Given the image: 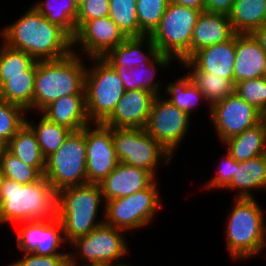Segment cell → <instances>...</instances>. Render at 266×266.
<instances>
[{
	"label": "cell",
	"mask_w": 266,
	"mask_h": 266,
	"mask_svg": "<svg viewBox=\"0 0 266 266\" xmlns=\"http://www.w3.org/2000/svg\"><path fill=\"white\" fill-rule=\"evenodd\" d=\"M225 190L239 191L237 198H254L253 191L266 189V154L249 160H235V171Z\"/></svg>",
	"instance_id": "d4e9b609"
},
{
	"label": "cell",
	"mask_w": 266,
	"mask_h": 266,
	"mask_svg": "<svg viewBox=\"0 0 266 266\" xmlns=\"http://www.w3.org/2000/svg\"><path fill=\"white\" fill-rule=\"evenodd\" d=\"M137 0H109V17L127 37H139Z\"/></svg>",
	"instance_id": "e575fe53"
},
{
	"label": "cell",
	"mask_w": 266,
	"mask_h": 266,
	"mask_svg": "<svg viewBox=\"0 0 266 266\" xmlns=\"http://www.w3.org/2000/svg\"><path fill=\"white\" fill-rule=\"evenodd\" d=\"M161 95L155 96L145 130L153 136L172 156L190 127V118Z\"/></svg>",
	"instance_id": "7c38bea8"
},
{
	"label": "cell",
	"mask_w": 266,
	"mask_h": 266,
	"mask_svg": "<svg viewBox=\"0 0 266 266\" xmlns=\"http://www.w3.org/2000/svg\"><path fill=\"white\" fill-rule=\"evenodd\" d=\"M173 63L172 59L160 54L153 62H143L134 68H127L125 66H112L123 81L125 90L143 89L151 91L156 96L160 94V85L162 82L155 79L159 68H169ZM157 67H156V66Z\"/></svg>",
	"instance_id": "cb8c5ba5"
},
{
	"label": "cell",
	"mask_w": 266,
	"mask_h": 266,
	"mask_svg": "<svg viewBox=\"0 0 266 266\" xmlns=\"http://www.w3.org/2000/svg\"><path fill=\"white\" fill-rule=\"evenodd\" d=\"M263 77L266 78V59H265V64H264Z\"/></svg>",
	"instance_id": "f907efd6"
},
{
	"label": "cell",
	"mask_w": 266,
	"mask_h": 266,
	"mask_svg": "<svg viewBox=\"0 0 266 266\" xmlns=\"http://www.w3.org/2000/svg\"><path fill=\"white\" fill-rule=\"evenodd\" d=\"M222 144L227 147L226 152L238 162L266 154V125L262 120L241 134L227 139Z\"/></svg>",
	"instance_id": "484cf974"
},
{
	"label": "cell",
	"mask_w": 266,
	"mask_h": 266,
	"mask_svg": "<svg viewBox=\"0 0 266 266\" xmlns=\"http://www.w3.org/2000/svg\"><path fill=\"white\" fill-rule=\"evenodd\" d=\"M235 35L195 52L188 60L200 71L210 72L233 80Z\"/></svg>",
	"instance_id": "7402d4cb"
},
{
	"label": "cell",
	"mask_w": 266,
	"mask_h": 266,
	"mask_svg": "<svg viewBox=\"0 0 266 266\" xmlns=\"http://www.w3.org/2000/svg\"><path fill=\"white\" fill-rule=\"evenodd\" d=\"M235 34L228 15L201 12L191 39L190 57L205 47L231 39Z\"/></svg>",
	"instance_id": "ffe728a7"
},
{
	"label": "cell",
	"mask_w": 266,
	"mask_h": 266,
	"mask_svg": "<svg viewBox=\"0 0 266 266\" xmlns=\"http://www.w3.org/2000/svg\"><path fill=\"white\" fill-rule=\"evenodd\" d=\"M165 93L167 94L166 96H168V98H166L168 101L189 116L193 115V108L197 107L196 105H198L201 100L207 103L202 92L194 84L188 73L179 77L174 83L171 82L167 84Z\"/></svg>",
	"instance_id": "1f68e13d"
},
{
	"label": "cell",
	"mask_w": 266,
	"mask_h": 266,
	"mask_svg": "<svg viewBox=\"0 0 266 266\" xmlns=\"http://www.w3.org/2000/svg\"><path fill=\"white\" fill-rule=\"evenodd\" d=\"M181 65L186 70H189L188 74L191 76L192 81L202 92L208 104L209 113H211V106L214 103L225 99L235 92V83L232 79L200 71L189 60L181 62Z\"/></svg>",
	"instance_id": "83f0119b"
},
{
	"label": "cell",
	"mask_w": 266,
	"mask_h": 266,
	"mask_svg": "<svg viewBox=\"0 0 266 266\" xmlns=\"http://www.w3.org/2000/svg\"><path fill=\"white\" fill-rule=\"evenodd\" d=\"M265 51L251 33L235 34V59L233 82L255 79L263 76Z\"/></svg>",
	"instance_id": "d6986e66"
},
{
	"label": "cell",
	"mask_w": 266,
	"mask_h": 266,
	"mask_svg": "<svg viewBox=\"0 0 266 266\" xmlns=\"http://www.w3.org/2000/svg\"><path fill=\"white\" fill-rule=\"evenodd\" d=\"M27 111L0 98V141L6 146L25 125Z\"/></svg>",
	"instance_id": "d590c367"
},
{
	"label": "cell",
	"mask_w": 266,
	"mask_h": 266,
	"mask_svg": "<svg viewBox=\"0 0 266 266\" xmlns=\"http://www.w3.org/2000/svg\"><path fill=\"white\" fill-rule=\"evenodd\" d=\"M266 125V112L263 114V119H262Z\"/></svg>",
	"instance_id": "816d5d0a"
},
{
	"label": "cell",
	"mask_w": 266,
	"mask_h": 266,
	"mask_svg": "<svg viewBox=\"0 0 266 266\" xmlns=\"http://www.w3.org/2000/svg\"><path fill=\"white\" fill-rule=\"evenodd\" d=\"M226 223V250L232 259H249L266 247V222L256 198H237Z\"/></svg>",
	"instance_id": "5b68a950"
},
{
	"label": "cell",
	"mask_w": 266,
	"mask_h": 266,
	"mask_svg": "<svg viewBox=\"0 0 266 266\" xmlns=\"http://www.w3.org/2000/svg\"><path fill=\"white\" fill-rule=\"evenodd\" d=\"M40 121L35 125L26 118V124L33 130L39 143L41 152L45 158L56 152L72 132L62 125H58L45 116H41Z\"/></svg>",
	"instance_id": "d6a6232c"
},
{
	"label": "cell",
	"mask_w": 266,
	"mask_h": 266,
	"mask_svg": "<svg viewBox=\"0 0 266 266\" xmlns=\"http://www.w3.org/2000/svg\"><path fill=\"white\" fill-rule=\"evenodd\" d=\"M204 11L228 15L231 12L235 0H204Z\"/></svg>",
	"instance_id": "7bdbcfd3"
},
{
	"label": "cell",
	"mask_w": 266,
	"mask_h": 266,
	"mask_svg": "<svg viewBox=\"0 0 266 266\" xmlns=\"http://www.w3.org/2000/svg\"><path fill=\"white\" fill-rule=\"evenodd\" d=\"M169 0H137L136 14L139 24V37L150 35L158 26Z\"/></svg>",
	"instance_id": "8d00e7d4"
},
{
	"label": "cell",
	"mask_w": 266,
	"mask_h": 266,
	"mask_svg": "<svg viewBox=\"0 0 266 266\" xmlns=\"http://www.w3.org/2000/svg\"><path fill=\"white\" fill-rule=\"evenodd\" d=\"M36 62L25 75L0 76V98L23 107L29 114L33 111Z\"/></svg>",
	"instance_id": "4316f807"
},
{
	"label": "cell",
	"mask_w": 266,
	"mask_h": 266,
	"mask_svg": "<svg viewBox=\"0 0 266 266\" xmlns=\"http://www.w3.org/2000/svg\"><path fill=\"white\" fill-rule=\"evenodd\" d=\"M220 167L216 170V175L204 184V189H225L231 182L235 171V160L227 152L222 158Z\"/></svg>",
	"instance_id": "60d3db41"
},
{
	"label": "cell",
	"mask_w": 266,
	"mask_h": 266,
	"mask_svg": "<svg viewBox=\"0 0 266 266\" xmlns=\"http://www.w3.org/2000/svg\"><path fill=\"white\" fill-rule=\"evenodd\" d=\"M78 50L73 48L70 55L58 60L36 61L33 110L37 113L65 95L85 94L86 59Z\"/></svg>",
	"instance_id": "3957f363"
},
{
	"label": "cell",
	"mask_w": 266,
	"mask_h": 266,
	"mask_svg": "<svg viewBox=\"0 0 266 266\" xmlns=\"http://www.w3.org/2000/svg\"><path fill=\"white\" fill-rule=\"evenodd\" d=\"M91 125L93 126L91 127ZM85 143L87 146V182L99 183L118 164L112 138V128L103 123H90L85 127Z\"/></svg>",
	"instance_id": "5bb4252c"
},
{
	"label": "cell",
	"mask_w": 266,
	"mask_h": 266,
	"mask_svg": "<svg viewBox=\"0 0 266 266\" xmlns=\"http://www.w3.org/2000/svg\"><path fill=\"white\" fill-rule=\"evenodd\" d=\"M169 2L200 10L201 12H203L205 8L204 0H169Z\"/></svg>",
	"instance_id": "ee69618b"
},
{
	"label": "cell",
	"mask_w": 266,
	"mask_h": 266,
	"mask_svg": "<svg viewBox=\"0 0 266 266\" xmlns=\"http://www.w3.org/2000/svg\"><path fill=\"white\" fill-rule=\"evenodd\" d=\"M0 175L20 184H30L43 177L35 167L21 161L6 147L0 155Z\"/></svg>",
	"instance_id": "836d02e7"
},
{
	"label": "cell",
	"mask_w": 266,
	"mask_h": 266,
	"mask_svg": "<svg viewBox=\"0 0 266 266\" xmlns=\"http://www.w3.org/2000/svg\"><path fill=\"white\" fill-rule=\"evenodd\" d=\"M109 16V0H85L78 6L77 30L86 22Z\"/></svg>",
	"instance_id": "ab89813d"
},
{
	"label": "cell",
	"mask_w": 266,
	"mask_h": 266,
	"mask_svg": "<svg viewBox=\"0 0 266 266\" xmlns=\"http://www.w3.org/2000/svg\"><path fill=\"white\" fill-rule=\"evenodd\" d=\"M235 92L262 114L266 112V78L263 76L236 83Z\"/></svg>",
	"instance_id": "f35d334b"
},
{
	"label": "cell",
	"mask_w": 266,
	"mask_h": 266,
	"mask_svg": "<svg viewBox=\"0 0 266 266\" xmlns=\"http://www.w3.org/2000/svg\"><path fill=\"white\" fill-rule=\"evenodd\" d=\"M40 114L71 131L82 130L91 123L87 114L86 94L65 95L47 105Z\"/></svg>",
	"instance_id": "44dd1931"
},
{
	"label": "cell",
	"mask_w": 266,
	"mask_h": 266,
	"mask_svg": "<svg viewBox=\"0 0 266 266\" xmlns=\"http://www.w3.org/2000/svg\"><path fill=\"white\" fill-rule=\"evenodd\" d=\"M125 231L103 223L85 236L72 241L68 247L74 252L68 254V263H78V255L84 264H112L129 253ZM77 250V251H76ZM74 253V254H73ZM77 257V258H76Z\"/></svg>",
	"instance_id": "8fae6325"
},
{
	"label": "cell",
	"mask_w": 266,
	"mask_h": 266,
	"mask_svg": "<svg viewBox=\"0 0 266 266\" xmlns=\"http://www.w3.org/2000/svg\"><path fill=\"white\" fill-rule=\"evenodd\" d=\"M128 37L109 16L86 21L73 38V48L79 46L86 58H103Z\"/></svg>",
	"instance_id": "2e32d148"
},
{
	"label": "cell",
	"mask_w": 266,
	"mask_h": 266,
	"mask_svg": "<svg viewBox=\"0 0 266 266\" xmlns=\"http://www.w3.org/2000/svg\"><path fill=\"white\" fill-rule=\"evenodd\" d=\"M106 266L105 264H98V263H95V264H83L80 265V264H77V263H68L67 266Z\"/></svg>",
	"instance_id": "bcb514c9"
},
{
	"label": "cell",
	"mask_w": 266,
	"mask_h": 266,
	"mask_svg": "<svg viewBox=\"0 0 266 266\" xmlns=\"http://www.w3.org/2000/svg\"><path fill=\"white\" fill-rule=\"evenodd\" d=\"M4 148H5V145L0 141V155L2 154V151Z\"/></svg>",
	"instance_id": "681fc988"
},
{
	"label": "cell",
	"mask_w": 266,
	"mask_h": 266,
	"mask_svg": "<svg viewBox=\"0 0 266 266\" xmlns=\"http://www.w3.org/2000/svg\"><path fill=\"white\" fill-rule=\"evenodd\" d=\"M21 228L16 234L17 247L24 253H34L40 256L68 255L69 252H59L62 243H66L61 221L35 220L16 223Z\"/></svg>",
	"instance_id": "9a60e30c"
},
{
	"label": "cell",
	"mask_w": 266,
	"mask_h": 266,
	"mask_svg": "<svg viewBox=\"0 0 266 266\" xmlns=\"http://www.w3.org/2000/svg\"><path fill=\"white\" fill-rule=\"evenodd\" d=\"M88 59L93 64L86 67L85 73L87 114L91 123H103L114 111L125 89L119 74L108 62L103 58Z\"/></svg>",
	"instance_id": "ba28073f"
},
{
	"label": "cell",
	"mask_w": 266,
	"mask_h": 266,
	"mask_svg": "<svg viewBox=\"0 0 266 266\" xmlns=\"http://www.w3.org/2000/svg\"><path fill=\"white\" fill-rule=\"evenodd\" d=\"M33 6L52 24L61 27L72 39L77 32L78 6L74 0H46Z\"/></svg>",
	"instance_id": "4dcf8cb0"
},
{
	"label": "cell",
	"mask_w": 266,
	"mask_h": 266,
	"mask_svg": "<svg viewBox=\"0 0 266 266\" xmlns=\"http://www.w3.org/2000/svg\"><path fill=\"white\" fill-rule=\"evenodd\" d=\"M85 127L72 131L57 149L46 158L43 176L58 192L61 189L86 184Z\"/></svg>",
	"instance_id": "9c48e42d"
},
{
	"label": "cell",
	"mask_w": 266,
	"mask_h": 266,
	"mask_svg": "<svg viewBox=\"0 0 266 266\" xmlns=\"http://www.w3.org/2000/svg\"><path fill=\"white\" fill-rule=\"evenodd\" d=\"M155 179L146 169L118 162L116 168L98 184L105 203L146 189Z\"/></svg>",
	"instance_id": "ac0fdd59"
},
{
	"label": "cell",
	"mask_w": 266,
	"mask_h": 266,
	"mask_svg": "<svg viewBox=\"0 0 266 266\" xmlns=\"http://www.w3.org/2000/svg\"><path fill=\"white\" fill-rule=\"evenodd\" d=\"M155 96L151 91L143 89L125 90L103 124L111 128H145Z\"/></svg>",
	"instance_id": "e0dca14e"
},
{
	"label": "cell",
	"mask_w": 266,
	"mask_h": 266,
	"mask_svg": "<svg viewBox=\"0 0 266 266\" xmlns=\"http://www.w3.org/2000/svg\"><path fill=\"white\" fill-rule=\"evenodd\" d=\"M210 120L221 143L260 123L263 114L236 92L211 106Z\"/></svg>",
	"instance_id": "4fadbf2b"
},
{
	"label": "cell",
	"mask_w": 266,
	"mask_h": 266,
	"mask_svg": "<svg viewBox=\"0 0 266 266\" xmlns=\"http://www.w3.org/2000/svg\"><path fill=\"white\" fill-rule=\"evenodd\" d=\"M5 147L21 161L44 174L46 158L41 152L35 133L26 123Z\"/></svg>",
	"instance_id": "f546056e"
},
{
	"label": "cell",
	"mask_w": 266,
	"mask_h": 266,
	"mask_svg": "<svg viewBox=\"0 0 266 266\" xmlns=\"http://www.w3.org/2000/svg\"><path fill=\"white\" fill-rule=\"evenodd\" d=\"M251 34L266 53V25L255 29Z\"/></svg>",
	"instance_id": "f6af8a7d"
},
{
	"label": "cell",
	"mask_w": 266,
	"mask_h": 266,
	"mask_svg": "<svg viewBox=\"0 0 266 266\" xmlns=\"http://www.w3.org/2000/svg\"><path fill=\"white\" fill-rule=\"evenodd\" d=\"M56 216L57 191L44 176L30 184L1 176L0 225L54 220Z\"/></svg>",
	"instance_id": "7a4b0ae2"
},
{
	"label": "cell",
	"mask_w": 266,
	"mask_h": 266,
	"mask_svg": "<svg viewBox=\"0 0 266 266\" xmlns=\"http://www.w3.org/2000/svg\"><path fill=\"white\" fill-rule=\"evenodd\" d=\"M68 255L40 256L34 253H24L21 259L8 266H67Z\"/></svg>",
	"instance_id": "b9f144b4"
},
{
	"label": "cell",
	"mask_w": 266,
	"mask_h": 266,
	"mask_svg": "<svg viewBox=\"0 0 266 266\" xmlns=\"http://www.w3.org/2000/svg\"><path fill=\"white\" fill-rule=\"evenodd\" d=\"M0 31L3 43L36 61L58 60L73 52V39L47 20L33 5Z\"/></svg>",
	"instance_id": "6da1fadb"
},
{
	"label": "cell",
	"mask_w": 266,
	"mask_h": 266,
	"mask_svg": "<svg viewBox=\"0 0 266 266\" xmlns=\"http://www.w3.org/2000/svg\"><path fill=\"white\" fill-rule=\"evenodd\" d=\"M101 201L104 199L98 183L70 186L57 192L56 217L62 223L66 243L70 244L104 223V218L96 221L99 207L103 206Z\"/></svg>",
	"instance_id": "277c9868"
},
{
	"label": "cell",
	"mask_w": 266,
	"mask_h": 266,
	"mask_svg": "<svg viewBox=\"0 0 266 266\" xmlns=\"http://www.w3.org/2000/svg\"><path fill=\"white\" fill-rule=\"evenodd\" d=\"M36 60L29 54L8 47L2 42L0 47V76L25 75Z\"/></svg>",
	"instance_id": "74e56055"
},
{
	"label": "cell",
	"mask_w": 266,
	"mask_h": 266,
	"mask_svg": "<svg viewBox=\"0 0 266 266\" xmlns=\"http://www.w3.org/2000/svg\"><path fill=\"white\" fill-rule=\"evenodd\" d=\"M160 54L150 36L144 35L128 37L110 50L103 59L111 66H125L130 69L143 62H153Z\"/></svg>",
	"instance_id": "603a6c76"
},
{
	"label": "cell",
	"mask_w": 266,
	"mask_h": 266,
	"mask_svg": "<svg viewBox=\"0 0 266 266\" xmlns=\"http://www.w3.org/2000/svg\"><path fill=\"white\" fill-rule=\"evenodd\" d=\"M112 138L118 162L146 169L155 178L158 165L174 158L145 128H112Z\"/></svg>",
	"instance_id": "30bf717a"
},
{
	"label": "cell",
	"mask_w": 266,
	"mask_h": 266,
	"mask_svg": "<svg viewBox=\"0 0 266 266\" xmlns=\"http://www.w3.org/2000/svg\"><path fill=\"white\" fill-rule=\"evenodd\" d=\"M158 186L155 179L146 189L106 201L102 215L104 223L126 232L149 226L163 207Z\"/></svg>",
	"instance_id": "52a82bcc"
},
{
	"label": "cell",
	"mask_w": 266,
	"mask_h": 266,
	"mask_svg": "<svg viewBox=\"0 0 266 266\" xmlns=\"http://www.w3.org/2000/svg\"><path fill=\"white\" fill-rule=\"evenodd\" d=\"M106 266H132V265H130V263H129V265L127 263L126 264L122 263V262L119 263V261H118V263L116 262V264L114 262L112 264H107Z\"/></svg>",
	"instance_id": "7dc6e473"
},
{
	"label": "cell",
	"mask_w": 266,
	"mask_h": 266,
	"mask_svg": "<svg viewBox=\"0 0 266 266\" xmlns=\"http://www.w3.org/2000/svg\"><path fill=\"white\" fill-rule=\"evenodd\" d=\"M200 10L169 2L154 31L149 35L157 50L181 63L190 58V44Z\"/></svg>",
	"instance_id": "8992f818"
},
{
	"label": "cell",
	"mask_w": 266,
	"mask_h": 266,
	"mask_svg": "<svg viewBox=\"0 0 266 266\" xmlns=\"http://www.w3.org/2000/svg\"><path fill=\"white\" fill-rule=\"evenodd\" d=\"M77 6H80L85 0H74Z\"/></svg>",
	"instance_id": "c3c4849f"
},
{
	"label": "cell",
	"mask_w": 266,
	"mask_h": 266,
	"mask_svg": "<svg viewBox=\"0 0 266 266\" xmlns=\"http://www.w3.org/2000/svg\"><path fill=\"white\" fill-rule=\"evenodd\" d=\"M236 34H249L266 25V0H235L228 14Z\"/></svg>",
	"instance_id": "f1b7e54d"
}]
</instances>
